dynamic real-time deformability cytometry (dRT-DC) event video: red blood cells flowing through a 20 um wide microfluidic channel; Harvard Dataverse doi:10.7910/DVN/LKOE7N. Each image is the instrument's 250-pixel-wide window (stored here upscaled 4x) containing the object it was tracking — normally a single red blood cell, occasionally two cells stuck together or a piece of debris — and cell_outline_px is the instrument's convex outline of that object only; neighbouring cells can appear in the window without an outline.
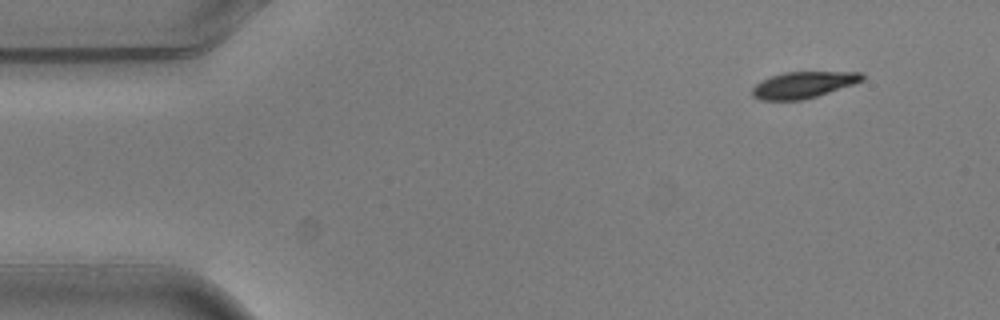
{"species": "common noctule bat (a hibernating species)", "species_latin": "Nyctalus noctula", "temperature_condition": "warm", "stored_images_in_passage": 4, "camera_frame_rate_fps": 3000, "um_per_image_px": 0.085, "animal": {"sex": "male", "body_mass_g": 20.5, "forearm_length_mm": 52.5}, "frame": {"image": 1, "passage_image": 1, "time_ms": 0.0, "image_size_px": [1000, 320], "cell_outline_px": [[864, 80], [804, 100], [760, 100], [752, 96], [752, 88], [760, 80], [784, 72], [864, 72]], "centroid_in_image_um": [68.25, 7.21], "position_along_channel_um": 16.8, "area_um2": 16.82}}